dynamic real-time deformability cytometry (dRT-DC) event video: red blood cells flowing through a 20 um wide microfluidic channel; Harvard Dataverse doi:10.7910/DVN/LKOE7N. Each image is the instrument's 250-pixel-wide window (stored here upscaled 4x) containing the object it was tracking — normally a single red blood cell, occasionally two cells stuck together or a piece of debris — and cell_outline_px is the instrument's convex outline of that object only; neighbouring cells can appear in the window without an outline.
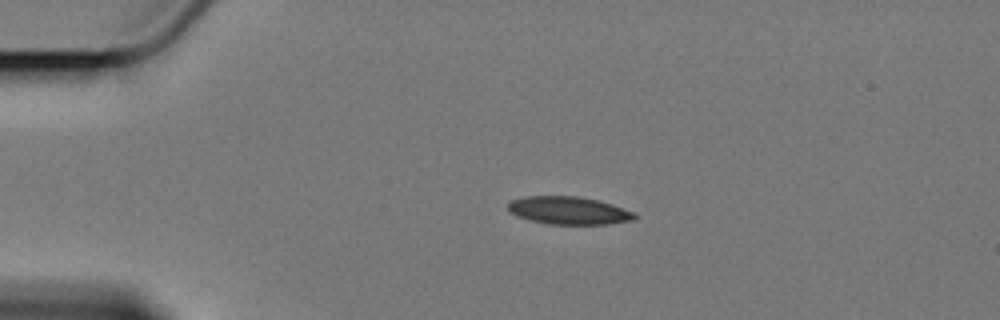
{"species": "Egyptian fruit bat (a non-hibernating species)", "species_latin": "Rousettus aegyptiacus", "temperature_condition": "cold", "stored_images_in_passage": 2, "camera_frame_rate_fps": 3000, "um_per_image_px": 0.085, "animal": {"sex": "female"}, "frame": {"image": 1, "passage_image": 1, "time_ms": 0.0, "image_size_px": [1000, 320], "cell_outline_px": [[636, 220], [608, 224], [548, 224], [516, 216], [508, 212], [508, 204], [512, 200], [524, 196], [576, 196], [600, 200], [636, 212]], "centroid_in_image_um": [48.37, 17.89], "position_along_channel_um": 36.6, "area_um2": 20.69}}